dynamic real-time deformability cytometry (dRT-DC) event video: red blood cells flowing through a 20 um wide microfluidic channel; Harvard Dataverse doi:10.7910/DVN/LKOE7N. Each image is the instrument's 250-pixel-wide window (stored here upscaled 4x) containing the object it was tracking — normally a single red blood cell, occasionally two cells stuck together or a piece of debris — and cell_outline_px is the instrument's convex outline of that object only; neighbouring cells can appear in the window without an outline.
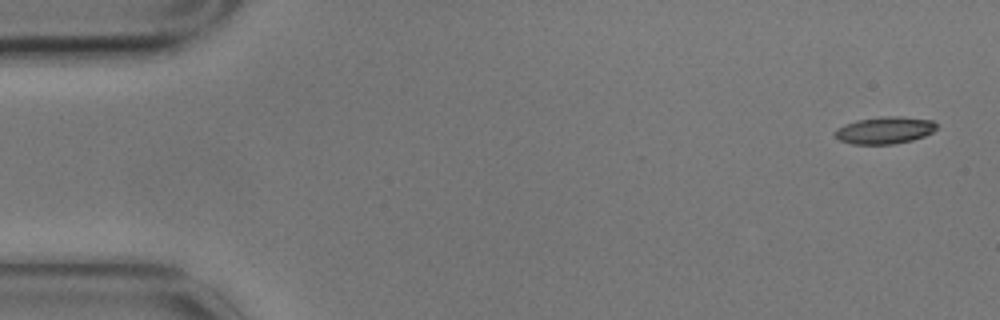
{"species": "common noctule bat (a hibernating species)", "species_latin": "Nyctalus noctula", "temperature_condition": "cold", "stored_images_in_passage": 6, "camera_frame_rate_fps": 3000, "um_per_image_px": 0.085, "animal": {"sex": "male", "body_mass_g": 17.9}, "frame": {"image": 1, "passage_image": 1, "time_ms": 0.0, "image_size_px": [1000, 320], "cell_outline_px": [[936, 128], [932, 132], [924, 136], [912, 140], [892, 144], [852, 144], [840, 140], [832, 132], [836, 128], [844, 124], [856, 120], [880, 116], [900, 116], [932, 120], [936, 124]], "centroid_in_image_um": [75.16, 11.06], "position_along_channel_um": 9.8, "area_um2": 16.13}}
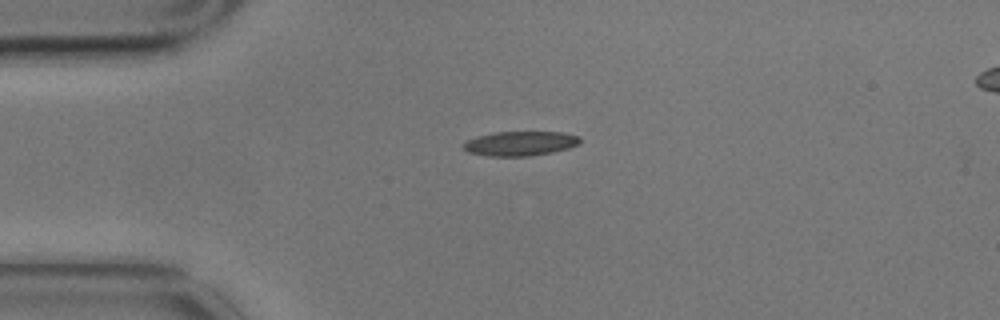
{"frame": {"image": 2, "passage_image": 4, "time_ms": 1.0, "image_size_px": [1000, 320], "cell_outline_px": [[580, 144], [568, 148], [552, 152], [532, 156], [488, 156], [468, 152], [460, 144], [476, 136], [496, 132], [564, 132], [580, 136]], "centroid_in_image_um": [44.22, 12.19], "position_along_channel_um": 40.8, "area_um2": 16.76}}